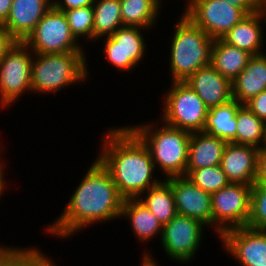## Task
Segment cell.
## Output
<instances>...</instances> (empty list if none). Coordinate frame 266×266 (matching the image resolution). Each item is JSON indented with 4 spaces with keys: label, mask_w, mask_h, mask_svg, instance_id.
<instances>
[{
    "label": "cell",
    "mask_w": 266,
    "mask_h": 266,
    "mask_svg": "<svg viewBox=\"0 0 266 266\" xmlns=\"http://www.w3.org/2000/svg\"><path fill=\"white\" fill-rule=\"evenodd\" d=\"M227 142L206 132H192L188 147L186 176L195 169L221 164Z\"/></svg>",
    "instance_id": "obj_19"
},
{
    "label": "cell",
    "mask_w": 266,
    "mask_h": 266,
    "mask_svg": "<svg viewBox=\"0 0 266 266\" xmlns=\"http://www.w3.org/2000/svg\"><path fill=\"white\" fill-rule=\"evenodd\" d=\"M86 52L34 53L31 67L32 93L54 94L86 82L90 75Z\"/></svg>",
    "instance_id": "obj_5"
},
{
    "label": "cell",
    "mask_w": 266,
    "mask_h": 266,
    "mask_svg": "<svg viewBox=\"0 0 266 266\" xmlns=\"http://www.w3.org/2000/svg\"><path fill=\"white\" fill-rule=\"evenodd\" d=\"M266 90V53L253 55L247 66L232 81L233 99L245 104Z\"/></svg>",
    "instance_id": "obj_21"
},
{
    "label": "cell",
    "mask_w": 266,
    "mask_h": 266,
    "mask_svg": "<svg viewBox=\"0 0 266 266\" xmlns=\"http://www.w3.org/2000/svg\"><path fill=\"white\" fill-rule=\"evenodd\" d=\"M170 36L171 82H184L198 69L210 65L214 40L183 12Z\"/></svg>",
    "instance_id": "obj_4"
},
{
    "label": "cell",
    "mask_w": 266,
    "mask_h": 266,
    "mask_svg": "<svg viewBox=\"0 0 266 266\" xmlns=\"http://www.w3.org/2000/svg\"><path fill=\"white\" fill-rule=\"evenodd\" d=\"M243 104L235 99L209 108L202 132L218 137L227 143L236 144V114Z\"/></svg>",
    "instance_id": "obj_22"
},
{
    "label": "cell",
    "mask_w": 266,
    "mask_h": 266,
    "mask_svg": "<svg viewBox=\"0 0 266 266\" xmlns=\"http://www.w3.org/2000/svg\"><path fill=\"white\" fill-rule=\"evenodd\" d=\"M24 43L34 53L85 52L83 45L72 35L64 12L53 6L36 24Z\"/></svg>",
    "instance_id": "obj_9"
},
{
    "label": "cell",
    "mask_w": 266,
    "mask_h": 266,
    "mask_svg": "<svg viewBox=\"0 0 266 266\" xmlns=\"http://www.w3.org/2000/svg\"><path fill=\"white\" fill-rule=\"evenodd\" d=\"M163 99V123L189 132L202 131L209 108L186 82H170Z\"/></svg>",
    "instance_id": "obj_6"
},
{
    "label": "cell",
    "mask_w": 266,
    "mask_h": 266,
    "mask_svg": "<svg viewBox=\"0 0 266 266\" xmlns=\"http://www.w3.org/2000/svg\"><path fill=\"white\" fill-rule=\"evenodd\" d=\"M205 229L207 227L200 221L177 214L163 225L162 236L159 240L167 254L166 257L189 265L200 250V245L205 238L203 237Z\"/></svg>",
    "instance_id": "obj_10"
},
{
    "label": "cell",
    "mask_w": 266,
    "mask_h": 266,
    "mask_svg": "<svg viewBox=\"0 0 266 266\" xmlns=\"http://www.w3.org/2000/svg\"><path fill=\"white\" fill-rule=\"evenodd\" d=\"M94 0H53V7L58 11H67L81 7L93 6Z\"/></svg>",
    "instance_id": "obj_33"
},
{
    "label": "cell",
    "mask_w": 266,
    "mask_h": 266,
    "mask_svg": "<svg viewBox=\"0 0 266 266\" xmlns=\"http://www.w3.org/2000/svg\"><path fill=\"white\" fill-rule=\"evenodd\" d=\"M161 2L163 1V0H160ZM187 3L183 6L184 8L190 3V1L191 0H185Z\"/></svg>",
    "instance_id": "obj_45"
},
{
    "label": "cell",
    "mask_w": 266,
    "mask_h": 266,
    "mask_svg": "<svg viewBox=\"0 0 266 266\" xmlns=\"http://www.w3.org/2000/svg\"><path fill=\"white\" fill-rule=\"evenodd\" d=\"M87 170L62 214L45 228L52 237L65 240L97 222L108 223L120 219L124 198L108 170L97 158Z\"/></svg>",
    "instance_id": "obj_1"
},
{
    "label": "cell",
    "mask_w": 266,
    "mask_h": 266,
    "mask_svg": "<svg viewBox=\"0 0 266 266\" xmlns=\"http://www.w3.org/2000/svg\"><path fill=\"white\" fill-rule=\"evenodd\" d=\"M1 145L3 146V144L0 143V155L1 154L3 155L4 146L2 147ZM1 158H2V156H0V200H1L2 196H3L2 194H4V192L7 191L6 188L8 187L7 186L8 183H6L7 179L5 178L6 174L4 172V169H8V168L5 167V166H7V164L4 165L5 161L3 160V158L2 159Z\"/></svg>",
    "instance_id": "obj_37"
},
{
    "label": "cell",
    "mask_w": 266,
    "mask_h": 266,
    "mask_svg": "<svg viewBox=\"0 0 266 266\" xmlns=\"http://www.w3.org/2000/svg\"><path fill=\"white\" fill-rule=\"evenodd\" d=\"M264 24L265 19L261 11L246 15L224 35L222 40L252 55L265 53L264 44L266 45V41L264 37H266V34L264 33Z\"/></svg>",
    "instance_id": "obj_18"
},
{
    "label": "cell",
    "mask_w": 266,
    "mask_h": 266,
    "mask_svg": "<svg viewBox=\"0 0 266 266\" xmlns=\"http://www.w3.org/2000/svg\"><path fill=\"white\" fill-rule=\"evenodd\" d=\"M184 82L197 93L208 108L233 99L232 82L223 77L211 64L198 69Z\"/></svg>",
    "instance_id": "obj_17"
},
{
    "label": "cell",
    "mask_w": 266,
    "mask_h": 266,
    "mask_svg": "<svg viewBox=\"0 0 266 266\" xmlns=\"http://www.w3.org/2000/svg\"><path fill=\"white\" fill-rule=\"evenodd\" d=\"M144 30L149 32L141 27L123 26L112 35L103 37L105 58L120 73L133 71L144 60L148 49L146 36L142 33Z\"/></svg>",
    "instance_id": "obj_12"
},
{
    "label": "cell",
    "mask_w": 266,
    "mask_h": 266,
    "mask_svg": "<svg viewBox=\"0 0 266 266\" xmlns=\"http://www.w3.org/2000/svg\"><path fill=\"white\" fill-rule=\"evenodd\" d=\"M12 2L13 0H0V26H2L7 19Z\"/></svg>",
    "instance_id": "obj_38"
},
{
    "label": "cell",
    "mask_w": 266,
    "mask_h": 266,
    "mask_svg": "<svg viewBox=\"0 0 266 266\" xmlns=\"http://www.w3.org/2000/svg\"><path fill=\"white\" fill-rule=\"evenodd\" d=\"M247 227L266 231V184H253Z\"/></svg>",
    "instance_id": "obj_31"
},
{
    "label": "cell",
    "mask_w": 266,
    "mask_h": 266,
    "mask_svg": "<svg viewBox=\"0 0 266 266\" xmlns=\"http://www.w3.org/2000/svg\"><path fill=\"white\" fill-rule=\"evenodd\" d=\"M13 246L5 254V266H56V263L38 247Z\"/></svg>",
    "instance_id": "obj_29"
},
{
    "label": "cell",
    "mask_w": 266,
    "mask_h": 266,
    "mask_svg": "<svg viewBox=\"0 0 266 266\" xmlns=\"http://www.w3.org/2000/svg\"><path fill=\"white\" fill-rule=\"evenodd\" d=\"M13 246H6L0 244V260L4 257V255L12 248Z\"/></svg>",
    "instance_id": "obj_40"
},
{
    "label": "cell",
    "mask_w": 266,
    "mask_h": 266,
    "mask_svg": "<svg viewBox=\"0 0 266 266\" xmlns=\"http://www.w3.org/2000/svg\"><path fill=\"white\" fill-rule=\"evenodd\" d=\"M172 188L177 214L196 219L212 228L211 194L197 187L186 176L164 179Z\"/></svg>",
    "instance_id": "obj_14"
},
{
    "label": "cell",
    "mask_w": 266,
    "mask_h": 266,
    "mask_svg": "<svg viewBox=\"0 0 266 266\" xmlns=\"http://www.w3.org/2000/svg\"><path fill=\"white\" fill-rule=\"evenodd\" d=\"M255 184H266V147L261 148L257 156Z\"/></svg>",
    "instance_id": "obj_34"
},
{
    "label": "cell",
    "mask_w": 266,
    "mask_h": 266,
    "mask_svg": "<svg viewBox=\"0 0 266 266\" xmlns=\"http://www.w3.org/2000/svg\"><path fill=\"white\" fill-rule=\"evenodd\" d=\"M245 105L261 120H266V90L252 97Z\"/></svg>",
    "instance_id": "obj_32"
},
{
    "label": "cell",
    "mask_w": 266,
    "mask_h": 266,
    "mask_svg": "<svg viewBox=\"0 0 266 266\" xmlns=\"http://www.w3.org/2000/svg\"><path fill=\"white\" fill-rule=\"evenodd\" d=\"M15 42L16 40L3 28V26H0V62Z\"/></svg>",
    "instance_id": "obj_36"
},
{
    "label": "cell",
    "mask_w": 266,
    "mask_h": 266,
    "mask_svg": "<svg viewBox=\"0 0 266 266\" xmlns=\"http://www.w3.org/2000/svg\"><path fill=\"white\" fill-rule=\"evenodd\" d=\"M0 266H5V255H4V257L0 260Z\"/></svg>",
    "instance_id": "obj_44"
},
{
    "label": "cell",
    "mask_w": 266,
    "mask_h": 266,
    "mask_svg": "<svg viewBox=\"0 0 266 266\" xmlns=\"http://www.w3.org/2000/svg\"><path fill=\"white\" fill-rule=\"evenodd\" d=\"M34 52L16 41L0 62V108H9L20 96L32 94L31 67ZM27 91V92H26Z\"/></svg>",
    "instance_id": "obj_7"
},
{
    "label": "cell",
    "mask_w": 266,
    "mask_h": 266,
    "mask_svg": "<svg viewBox=\"0 0 266 266\" xmlns=\"http://www.w3.org/2000/svg\"><path fill=\"white\" fill-rule=\"evenodd\" d=\"M264 139H263V147H266V120L264 121Z\"/></svg>",
    "instance_id": "obj_42"
},
{
    "label": "cell",
    "mask_w": 266,
    "mask_h": 266,
    "mask_svg": "<svg viewBox=\"0 0 266 266\" xmlns=\"http://www.w3.org/2000/svg\"><path fill=\"white\" fill-rule=\"evenodd\" d=\"M52 6L53 0H13L2 26L16 41L24 42Z\"/></svg>",
    "instance_id": "obj_15"
},
{
    "label": "cell",
    "mask_w": 266,
    "mask_h": 266,
    "mask_svg": "<svg viewBox=\"0 0 266 266\" xmlns=\"http://www.w3.org/2000/svg\"><path fill=\"white\" fill-rule=\"evenodd\" d=\"M236 144L263 148L264 121L259 119L245 104L236 114Z\"/></svg>",
    "instance_id": "obj_27"
},
{
    "label": "cell",
    "mask_w": 266,
    "mask_h": 266,
    "mask_svg": "<svg viewBox=\"0 0 266 266\" xmlns=\"http://www.w3.org/2000/svg\"><path fill=\"white\" fill-rule=\"evenodd\" d=\"M227 1L232 6L240 8L246 15L258 11V0H220Z\"/></svg>",
    "instance_id": "obj_35"
},
{
    "label": "cell",
    "mask_w": 266,
    "mask_h": 266,
    "mask_svg": "<svg viewBox=\"0 0 266 266\" xmlns=\"http://www.w3.org/2000/svg\"><path fill=\"white\" fill-rule=\"evenodd\" d=\"M159 123L142 122L136 126H127L146 145L155 169L161 170L166 176L164 179L186 176L191 132L171 127L162 121Z\"/></svg>",
    "instance_id": "obj_3"
},
{
    "label": "cell",
    "mask_w": 266,
    "mask_h": 266,
    "mask_svg": "<svg viewBox=\"0 0 266 266\" xmlns=\"http://www.w3.org/2000/svg\"><path fill=\"white\" fill-rule=\"evenodd\" d=\"M143 194L138 199L158 218L162 225L177 215L172 188L165 180L162 179L158 185Z\"/></svg>",
    "instance_id": "obj_25"
},
{
    "label": "cell",
    "mask_w": 266,
    "mask_h": 266,
    "mask_svg": "<svg viewBox=\"0 0 266 266\" xmlns=\"http://www.w3.org/2000/svg\"><path fill=\"white\" fill-rule=\"evenodd\" d=\"M186 177L209 194L215 193L230 183L221 165L192 170Z\"/></svg>",
    "instance_id": "obj_30"
},
{
    "label": "cell",
    "mask_w": 266,
    "mask_h": 266,
    "mask_svg": "<svg viewBox=\"0 0 266 266\" xmlns=\"http://www.w3.org/2000/svg\"><path fill=\"white\" fill-rule=\"evenodd\" d=\"M252 56L249 52L229 45L222 39H215L210 64L232 82L247 66Z\"/></svg>",
    "instance_id": "obj_23"
},
{
    "label": "cell",
    "mask_w": 266,
    "mask_h": 266,
    "mask_svg": "<svg viewBox=\"0 0 266 266\" xmlns=\"http://www.w3.org/2000/svg\"><path fill=\"white\" fill-rule=\"evenodd\" d=\"M252 186L229 183L211 194L212 229L220 237L225 231L247 226Z\"/></svg>",
    "instance_id": "obj_8"
},
{
    "label": "cell",
    "mask_w": 266,
    "mask_h": 266,
    "mask_svg": "<svg viewBox=\"0 0 266 266\" xmlns=\"http://www.w3.org/2000/svg\"><path fill=\"white\" fill-rule=\"evenodd\" d=\"M127 219L130 222V227L137 241L145 242L154 240L155 236L160 235L161 239L163 225L158 218L138 199H124L121 209V219Z\"/></svg>",
    "instance_id": "obj_20"
},
{
    "label": "cell",
    "mask_w": 266,
    "mask_h": 266,
    "mask_svg": "<svg viewBox=\"0 0 266 266\" xmlns=\"http://www.w3.org/2000/svg\"><path fill=\"white\" fill-rule=\"evenodd\" d=\"M70 31L75 39L80 43L81 38L94 43V10L93 6L81 7L63 11ZM87 38V39H86Z\"/></svg>",
    "instance_id": "obj_28"
},
{
    "label": "cell",
    "mask_w": 266,
    "mask_h": 266,
    "mask_svg": "<svg viewBox=\"0 0 266 266\" xmlns=\"http://www.w3.org/2000/svg\"><path fill=\"white\" fill-rule=\"evenodd\" d=\"M218 239L224 252L240 266H266V231L237 227L225 231Z\"/></svg>",
    "instance_id": "obj_13"
},
{
    "label": "cell",
    "mask_w": 266,
    "mask_h": 266,
    "mask_svg": "<svg viewBox=\"0 0 266 266\" xmlns=\"http://www.w3.org/2000/svg\"><path fill=\"white\" fill-rule=\"evenodd\" d=\"M120 5L123 26L148 30H153L158 23L159 13L163 8L160 0H120Z\"/></svg>",
    "instance_id": "obj_24"
},
{
    "label": "cell",
    "mask_w": 266,
    "mask_h": 266,
    "mask_svg": "<svg viewBox=\"0 0 266 266\" xmlns=\"http://www.w3.org/2000/svg\"><path fill=\"white\" fill-rule=\"evenodd\" d=\"M259 150L251 145L227 143L220 165L230 183H255Z\"/></svg>",
    "instance_id": "obj_16"
},
{
    "label": "cell",
    "mask_w": 266,
    "mask_h": 266,
    "mask_svg": "<svg viewBox=\"0 0 266 266\" xmlns=\"http://www.w3.org/2000/svg\"><path fill=\"white\" fill-rule=\"evenodd\" d=\"M266 6V0H258V11H261Z\"/></svg>",
    "instance_id": "obj_41"
},
{
    "label": "cell",
    "mask_w": 266,
    "mask_h": 266,
    "mask_svg": "<svg viewBox=\"0 0 266 266\" xmlns=\"http://www.w3.org/2000/svg\"><path fill=\"white\" fill-rule=\"evenodd\" d=\"M106 131L97 159L108 170L124 199L139 198L162 181L155 174L148 148L128 126L109 127Z\"/></svg>",
    "instance_id": "obj_2"
},
{
    "label": "cell",
    "mask_w": 266,
    "mask_h": 266,
    "mask_svg": "<svg viewBox=\"0 0 266 266\" xmlns=\"http://www.w3.org/2000/svg\"><path fill=\"white\" fill-rule=\"evenodd\" d=\"M94 43L123 27L120 0H94Z\"/></svg>",
    "instance_id": "obj_26"
},
{
    "label": "cell",
    "mask_w": 266,
    "mask_h": 266,
    "mask_svg": "<svg viewBox=\"0 0 266 266\" xmlns=\"http://www.w3.org/2000/svg\"><path fill=\"white\" fill-rule=\"evenodd\" d=\"M263 16H264V19H265V25H266V6L261 10Z\"/></svg>",
    "instance_id": "obj_43"
},
{
    "label": "cell",
    "mask_w": 266,
    "mask_h": 266,
    "mask_svg": "<svg viewBox=\"0 0 266 266\" xmlns=\"http://www.w3.org/2000/svg\"><path fill=\"white\" fill-rule=\"evenodd\" d=\"M183 9V13L213 40L222 39L246 16L240 8L220 0H191Z\"/></svg>",
    "instance_id": "obj_11"
},
{
    "label": "cell",
    "mask_w": 266,
    "mask_h": 266,
    "mask_svg": "<svg viewBox=\"0 0 266 266\" xmlns=\"http://www.w3.org/2000/svg\"><path fill=\"white\" fill-rule=\"evenodd\" d=\"M142 254H144V255L141 256L142 258L140 259L141 260L140 262H142V263L140 264V266H159L158 261L154 260V257L151 255V253L149 251L146 252L144 250V252H142Z\"/></svg>",
    "instance_id": "obj_39"
}]
</instances>
